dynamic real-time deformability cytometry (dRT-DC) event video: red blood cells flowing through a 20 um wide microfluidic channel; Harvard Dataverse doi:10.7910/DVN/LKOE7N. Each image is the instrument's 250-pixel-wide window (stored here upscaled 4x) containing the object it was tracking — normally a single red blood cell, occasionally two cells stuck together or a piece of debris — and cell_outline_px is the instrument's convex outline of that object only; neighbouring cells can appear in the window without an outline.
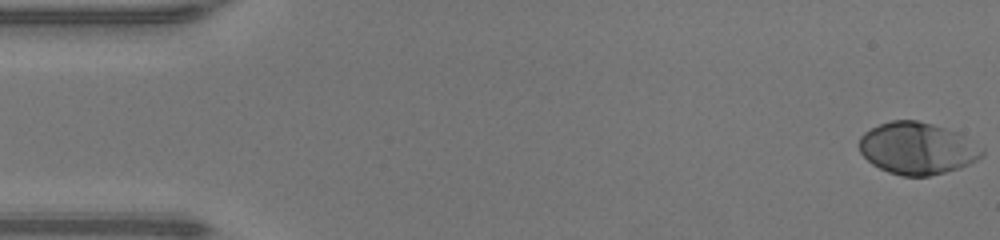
{"species": "human", "species_latin": "Homo sapiens", "temperature_condition": "warm", "stored_images_in_passage": 49, "camera_frame_rate_fps": 3000, "um_per_image_px": 0.085, "donor": {"sex": "male"}, "frame": {"image": 1, "passage_image": 1, "time_ms": 0.0, "image_size_px": [1000, 240], "cell_outline_px": [[984, 156], [960, 168], [928, 176], [904, 176], [888, 172], [872, 164], [860, 152], [860, 136], [864, 132], [880, 124], [892, 120], [916, 120], [932, 124], [960, 132], [984, 148]], "centroid_in_image_um": [78.01, 12.6], "position_along_channel_um": 7.0, "area_um2": 37.28}}
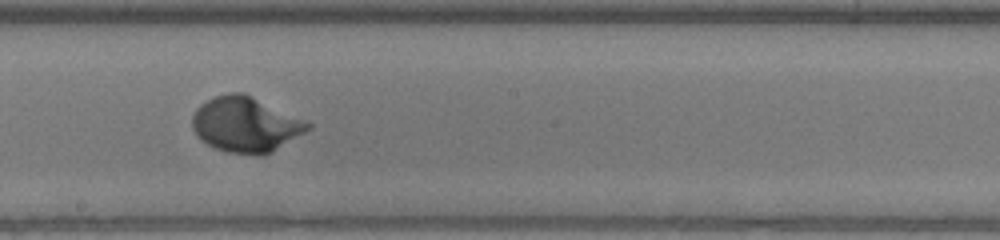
{"frame": {"image": 2, "passage_image": 27, "time_ms": 8.667, "image_size_px": [1000, 240], "cell_outline_px": [[312, 128], [272, 152], [264, 156], [256, 156], [228, 152], [216, 148], [200, 140], [196, 136], [192, 128], [192, 116], [196, 108], [200, 104], [216, 96], [228, 92], [244, 92], [312, 124]], "centroid_in_image_um": [20.85, 10.6], "position_along_channel_um": 227.3, "area_um2": 37.28}}
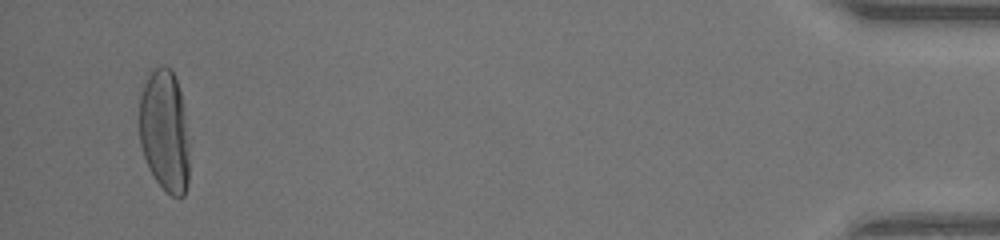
{"frame": {"image": 3, "passage_image": 47, "time_ms": 15.333, "image_size_px": [1000, 240], "cell_outline_px": [[188, 184], [184, 196], [172, 196], [152, 176], [148, 168], [140, 144], [140, 96], [144, 84], [148, 76], [160, 64], [172, 68], [180, 92], [184, 116], [188, 144]], "centroid_in_image_um": [13.98, 11.14], "position_along_channel_um": 421.2, "area_um2": 35.26}, "authors_computed_cell_mechanics": {"area_um2": 35.6626, "velocity_mm_per_s": 4.2455, "shape_relaxation_time_tau1_ms": 2.5903, "shape_relaxation_time_tau2_ms": null, "deformation_change_tau1": 0.2219, "deformation_change_tau2": null}}